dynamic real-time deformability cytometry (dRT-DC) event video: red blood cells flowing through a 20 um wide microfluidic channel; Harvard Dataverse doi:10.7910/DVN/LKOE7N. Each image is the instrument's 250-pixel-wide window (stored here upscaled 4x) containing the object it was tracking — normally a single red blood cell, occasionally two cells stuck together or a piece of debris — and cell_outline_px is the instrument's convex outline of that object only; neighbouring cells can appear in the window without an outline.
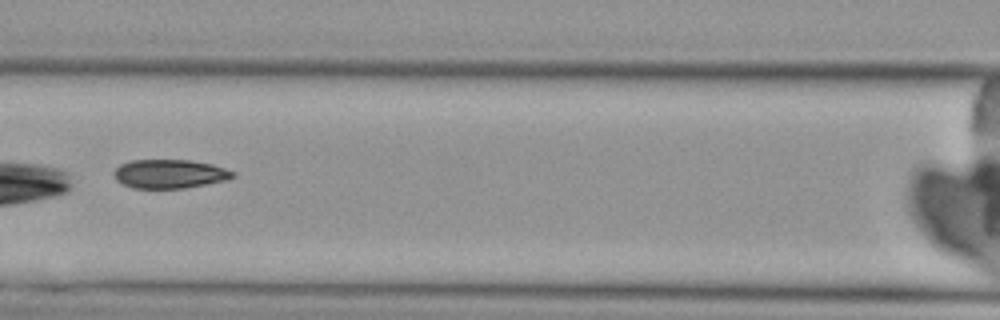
{"species": "Egyptian fruit bat (a non-hibernating species)", "species_latin": "Rousettus aegyptiacus", "temperature_condition": "cold", "stored_images_in_passage": 8, "camera_frame_rate_fps": 3000, "um_per_image_px": 0.085, "animal": {"sex": "female"}, "frame": {"image": 1, "passage_image": 5, "time_ms": 4.667, "image_size_px": [1000, 320], "cell_outline_px": [[236, 176], [228, 180], [184, 188], [132, 188], [116, 180], [112, 172], [120, 164], [132, 160], [192, 160], [212, 164], [236, 172]], "centroid_in_image_um": [14.44, 14.77], "position_along_channel_um": 152.2, "area_um2": 20.11}}
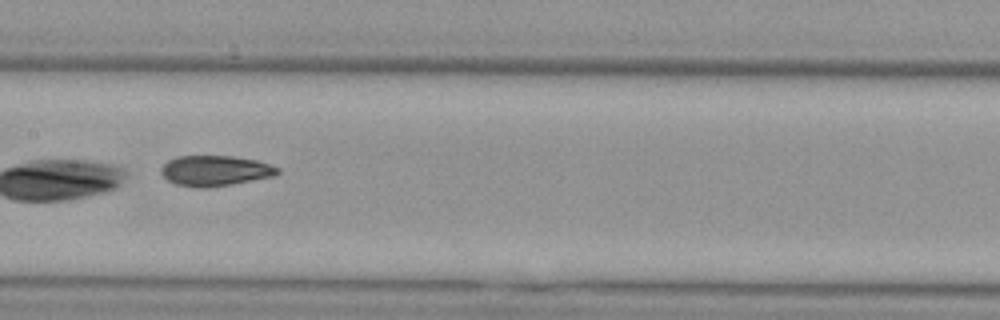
{"frame": {"image": 2, "passage_image": 6, "time_ms": 5.667, "image_size_px": [1000, 320], "cell_outline_px": [[280, 172], [276, 176], [232, 184], [208, 188], [196, 188], [176, 184], [168, 180], [160, 172], [160, 168], [168, 160], [176, 156], [232, 156], [256, 160], [280, 168]], "centroid_in_image_um": [18.29, 14.52], "position_along_channel_um": 189.1, "area_um2": 20.81}}
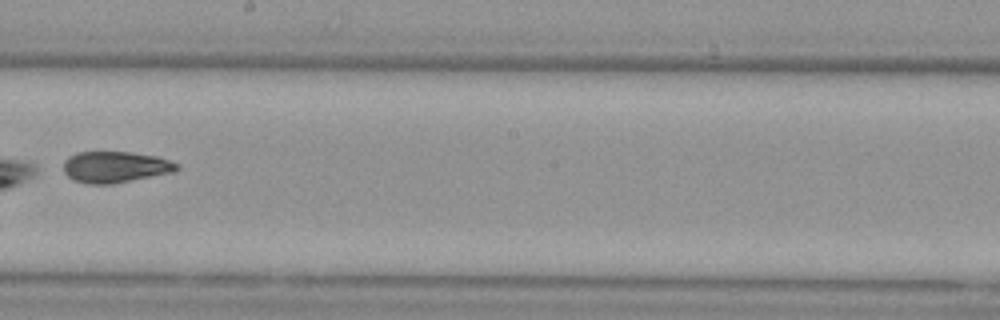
{"frame": {"image": 3, "passage_image": 7, "time_ms": 7.0, "image_size_px": [1000, 320], "cell_outline_px": [[180, 168], [176, 172], [112, 184], [88, 184], [72, 180], [64, 172], [64, 160], [68, 156], [76, 152], [132, 152], [156, 156], [180, 164]], "centroid_in_image_um": [9.81, 14.2], "position_along_channel_um": 238.4, "area_um2": 20.92}}